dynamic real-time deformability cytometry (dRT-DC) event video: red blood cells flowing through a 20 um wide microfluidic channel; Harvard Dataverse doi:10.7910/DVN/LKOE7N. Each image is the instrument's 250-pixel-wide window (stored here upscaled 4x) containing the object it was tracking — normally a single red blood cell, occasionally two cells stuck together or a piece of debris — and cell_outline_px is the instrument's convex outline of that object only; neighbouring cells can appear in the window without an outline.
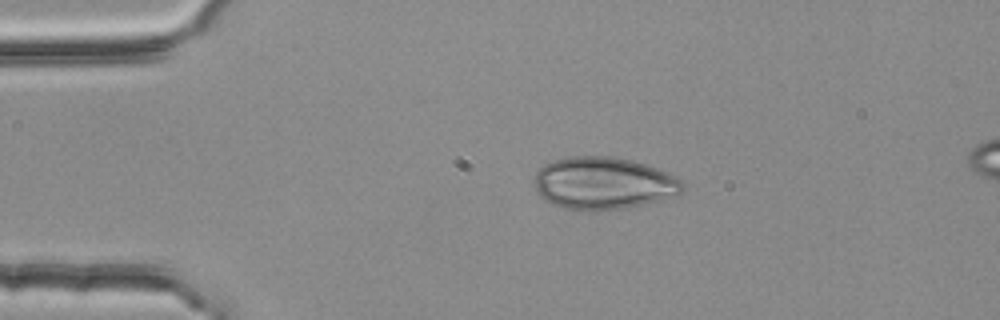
{"species": "common noctule bat (a hibernating species)", "species_latin": "Nyctalus noctula", "temperature_condition": "room temperature", "stored_images_in_passage": 4, "segment_of_instrument_passage": [1, 2], "camera_frame_rate_fps": 3000, "um_per_image_px": 0.085, "animal": {"sex": "female", "body_mass_g": 25.1}, "frame": {"image": 1, "passage_image": 2, "time_ms": 0.333, "image_size_px": [1000, 320], "cell_outline_px": [[684, 188], [680, 192], [656, 200], [624, 208], [564, 208], [552, 204], [540, 196], [536, 188], [536, 172], [544, 164], [556, 160], [572, 156], [612, 156], [632, 160], [656, 168], [676, 176], [684, 184]], "centroid_in_image_um": [51.27, 15.53], "position_along_channel_um": 33.7, "area_um2": 43.93}}